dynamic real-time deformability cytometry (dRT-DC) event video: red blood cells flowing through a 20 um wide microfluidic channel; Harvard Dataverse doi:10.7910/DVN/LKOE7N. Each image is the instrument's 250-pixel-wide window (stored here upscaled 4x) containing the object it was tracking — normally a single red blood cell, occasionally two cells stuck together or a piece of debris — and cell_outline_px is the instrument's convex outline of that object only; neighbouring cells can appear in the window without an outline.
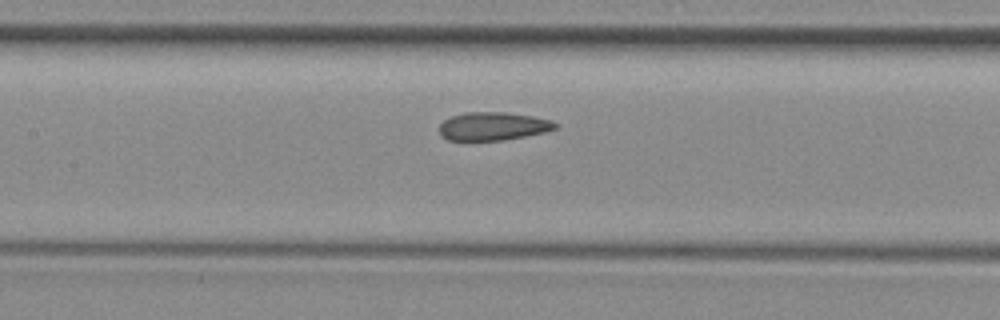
{"species": "common noctule bat (a hibernating species)", "species_latin": "Nyctalus noctula", "temperature_condition": "room temperature", "stored_images_in_passage": 8, "camera_frame_rate_fps": 3000, "um_per_image_px": 0.085, "animal": {"sex": "female", "body_mass_g": 29.2, "forearm_length_mm": 56.3}, "frame": {"image": 1, "passage_image": 8, "time_ms": 9.0, "image_size_px": [1000, 320], "cell_outline_px": [[560, 124], [556, 128], [544, 132], [504, 140], [448, 140], [440, 132], [440, 124], [444, 120], [452, 116], [464, 112], [504, 112], [532, 116], [552, 120]], "centroid_in_image_um": [41.94, 10.72], "position_along_channel_um": 165.5, "area_um2": 18.96}}